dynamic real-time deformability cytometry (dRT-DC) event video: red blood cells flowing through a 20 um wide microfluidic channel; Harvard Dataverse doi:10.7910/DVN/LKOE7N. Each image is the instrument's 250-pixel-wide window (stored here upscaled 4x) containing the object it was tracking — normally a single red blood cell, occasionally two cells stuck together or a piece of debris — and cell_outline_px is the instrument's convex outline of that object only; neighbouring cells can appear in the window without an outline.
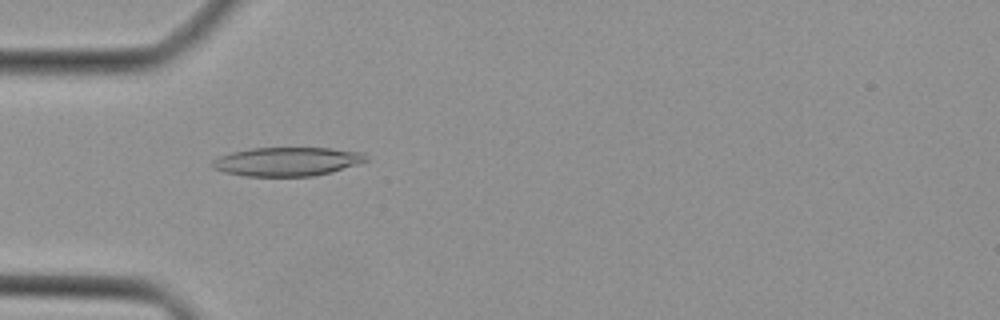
{"species": "Egyptian fruit bat (a non-hibernating species)", "species_latin": "Rousettus aegyptiacus", "temperature_condition": "cold", "stored_images_in_passage": 34, "camera_frame_rate_fps": 3000, "um_per_image_px": 0.085, "animal": {"sex": "female"}, "frame": {"image": 1, "passage_image": 13, "time_ms": 4.0, "image_size_px": [1000, 320], "cell_outline_px": [[368, 160], [356, 164], [328, 172], [312, 176], [244, 176], [224, 172], [212, 168], [212, 160], [220, 156], [232, 152], [252, 148], [332, 148], [364, 152], [368, 156]], "centroid_in_image_um": [24.39, 13.72], "position_along_channel_um": 60.6, "area_um2": 25.66}}
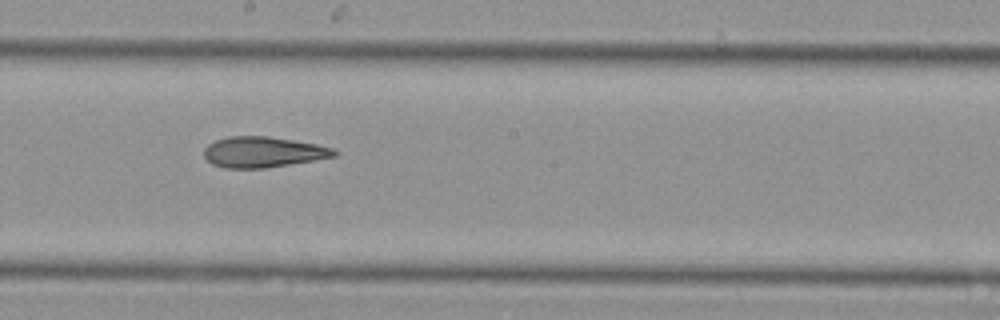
{"frame": {"image": 2, "passage_image": 24, "time_ms": 7.667, "image_size_px": [1000, 320], "cell_outline_px": [[340, 152], [336, 156], [264, 168], [224, 168], [212, 164], [204, 156], [204, 148], [208, 144], [216, 140], [228, 136], [268, 136], [316, 144], [332, 148]], "centroid_in_image_um": [22.33, 12.92], "position_along_channel_um": 225.9, "area_um2": 23.12}}
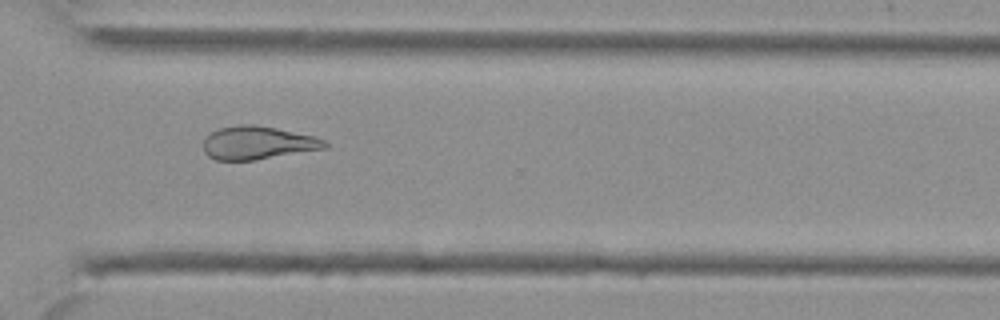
{"frame": {"image": 3, "passage_image": 32, "time_ms": 10.333, "image_size_px": [1000, 320], "cell_outline_px": [[328, 148], [252, 160], [216, 160], [208, 156], [204, 152], [204, 140], [212, 132], [220, 128], [240, 124], [256, 124], [316, 136], [324, 140], [328, 144]], "centroid_in_image_um": [21.93, 12.13], "position_along_channel_um": 348.7, "area_um2": 23.41}}